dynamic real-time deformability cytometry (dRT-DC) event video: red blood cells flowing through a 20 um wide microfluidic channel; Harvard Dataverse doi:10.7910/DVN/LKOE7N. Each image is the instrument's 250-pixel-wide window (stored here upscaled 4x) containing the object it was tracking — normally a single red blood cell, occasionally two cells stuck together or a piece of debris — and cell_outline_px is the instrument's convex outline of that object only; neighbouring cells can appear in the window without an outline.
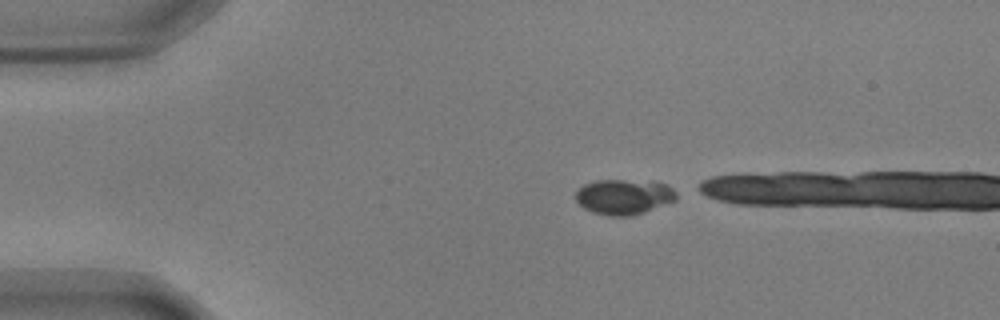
{"species": "common noctule bat (a hibernating species)", "species_latin": "Nyctalus noctula", "temperature_condition": "warm", "stored_images_in_passage": 5, "camera_frame_rate_fps": 3000, "um_per_image_px": 0.085, "animal": {"sex": "male", "body_mass_g": 17.9, "forearm_length_mm": 54.2}, "frame": {"image": 1, "passage_image": 1, "time_ms": 0.0, "image_size_px": [1000, 320], "cell_outline_px": [[676, 200], [644, 212], [628, 216], [608, 216], [592, 212], [584, 208], [576, 200], [576, 192], [584, 184], [596, 180], [624, 180], [668, 184], [676, 192]], "centroid_in_image_um": [53.01, 16.73], "position_along_channel_um": 32.0, "area_um2": 20.46}}